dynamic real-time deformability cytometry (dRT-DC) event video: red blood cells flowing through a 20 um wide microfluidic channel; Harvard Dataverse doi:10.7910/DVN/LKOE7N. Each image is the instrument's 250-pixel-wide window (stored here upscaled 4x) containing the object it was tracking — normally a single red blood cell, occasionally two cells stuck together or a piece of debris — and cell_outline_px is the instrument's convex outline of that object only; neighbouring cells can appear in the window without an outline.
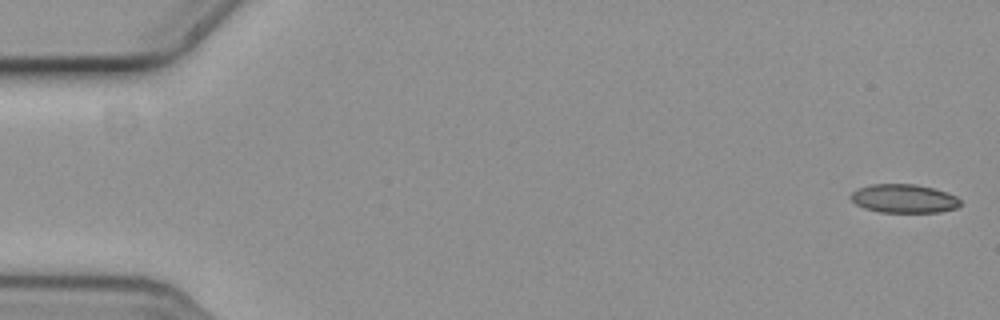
{"species": "common noctule bat (a hibernating species)", "species_latin": "Nyctalus noctula", "temperature_condition": "cold", "stored_images_in_passage": 14, "camera_frame_rate_fps": 3000, "um_per_image_px": 0.085, "animal": {"sex": "female", "body_mass_g": 19.3, "forearm_length_mm": 54.1}, "frame": {"image": 1, "passage_image": 1, "time_ms": 0.0, "image_size_px": [1000, 320], "cell_outline_px": [[960, 204], [956, 208], [940, 212], [880, 212], [864, 208], [856, 204], [852, 200], [852, 192], [860, 188], [872, 184], [916, 184], [932, 188], [956, 196], [960, 200]], "centroid_in_image_um": [76.84, 16.88], "position_along_channel_um": 8.2, "area_um2": 18.03}}
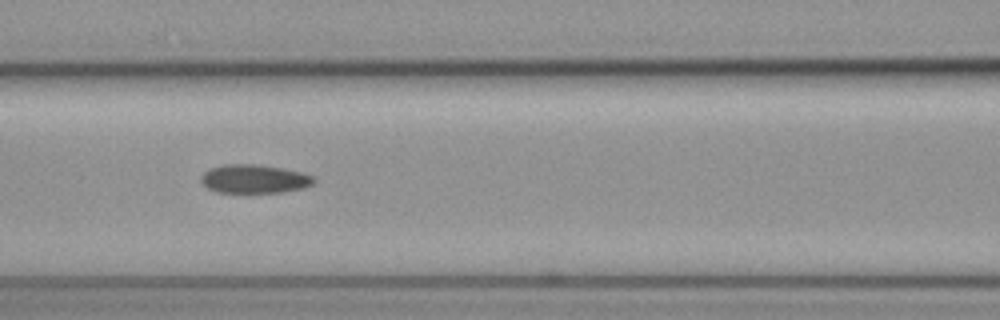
{"frame": {"image": 2, "passage_image": 7, "time_ms": 2.0, "image_size_px": [1000, 320], "cell_outline_px": [[316, 180], [312, 184], [304, 188], [284, 192], [216, 192], [208, 188], [200, 180], [200, 176], [208, 168], [224, 164], [256, 164], [280, 168], [300, 172], [312, 176]], "centroid_in_image_um": [21.58, 15.2], "position_along_channel_um": 145.0, "area_um2": 18.79}}
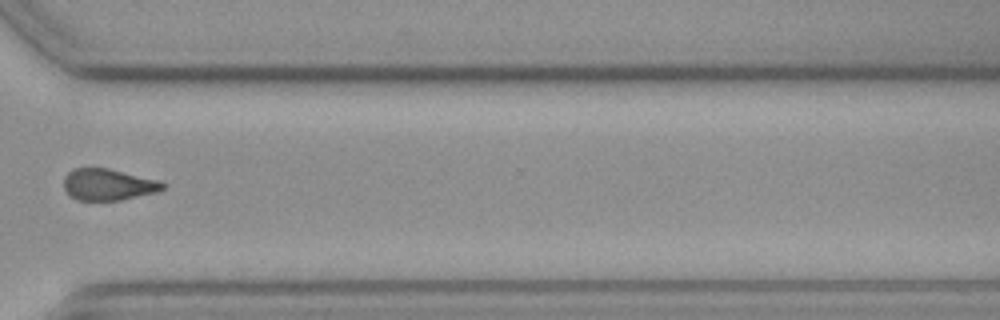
{"frame": {"image": 3, "passage_image": 12, "time_ms": 3.667, "image_size_px": [1000, 320], "cell_outline_px": [[164, 188], [156, 192], [120, 200], [76, 200], [68, 196], [64, 192], [64, 176], [72, 168], [108, 168], [156, 180], [164, 184]], "centroid_in_image_um": [9.1, 15.69], "position_along_channel_um": 361.5, "area_um2": 18.09}}